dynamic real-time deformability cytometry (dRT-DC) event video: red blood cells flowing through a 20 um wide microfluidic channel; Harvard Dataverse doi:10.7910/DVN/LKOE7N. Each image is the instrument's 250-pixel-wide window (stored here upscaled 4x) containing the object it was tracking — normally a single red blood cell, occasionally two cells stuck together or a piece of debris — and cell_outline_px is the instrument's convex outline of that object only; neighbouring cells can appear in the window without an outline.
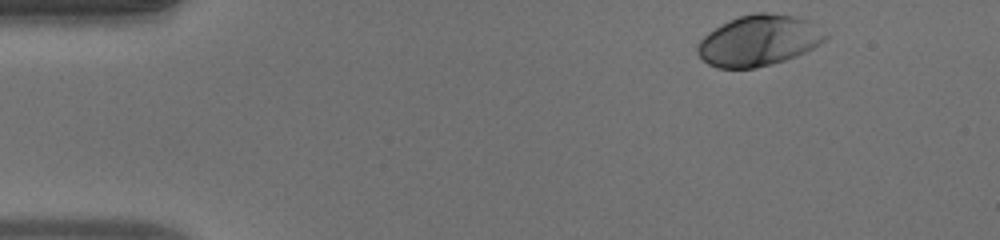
{"species": "human", "species_latin": "Homo sapiens", "temperature_condition": "warm", "stored_images_in_passage": 38, "camera_frame_rate_fps": 3000, "um_per_image_px": 0.085, "donor": {"sex": "male"}, "frame": {"image": 1, "passage_image": 1, "time_ms": 0.0, "image_size_px": [1000, 240], "cell_outline_px": [[828, 36], [820, 44], [796, 56], [784, 60], [756, 68], [716, 68], [708, 64], [696, 52], [696, 44], [708, 32], [740, 16], [756, 12], [764, 12], [796, 16], [812, 20]], "centroid_in_image_um": [64.5, 3.44], "position_along_channel_um": 20.5, "area_um2": 37.74}}
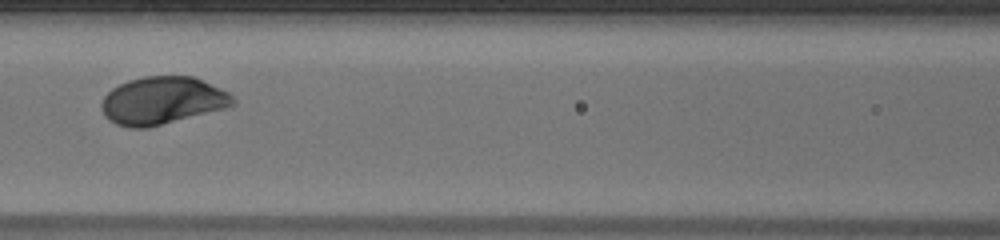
{"frame": {"image": 2, "passage_image": 18, "time_ms": 5.667, "image_size_px": [1000, 240], "cell_outline_px": [[236, 104], [224, 108], [148, 128], [128, 128], [116, 124], [108, 120], [104, 116], [100, 108], [100, 104], [104, 96], [112, 88], [128, 80], [144, 76], [192, 76], [220, 88], [228, 92], [236, 100]], "centroid_in_image_um": [13.75, 8.56], "position_along_channel_um": 152.8, "area_um2": 36.47}}
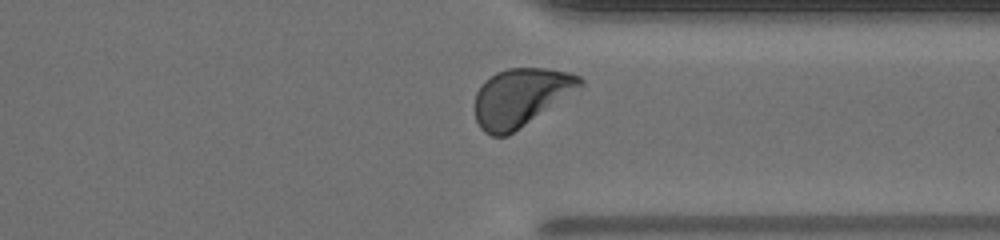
{"frame": {"image": 3, "passage_image": 34, "time_ms": 11.0, "image_size_px": [1000, 240], "cell_outline_px": [[584, 84], [508, 136], [492, 136], [484, 132], [480, 128], [476, 120], [476, 92], [484, 80], [496, 72], [508, 68], [548, 68], [568, 72], [580, 76], [584, 80]], "centroid_in_image_um": [44.23, 8.26], "position_along_channel_um": 367.2, "area_um2": 35.14}, "authors_computed_cell_mechanics": {"area_um2": 35.4892, "velocity_mm_per_s": 4.036, "shape_relaxation_time_tau1_ms": 2.0242, "shape_relaxation_time_tau2_ms": null, "deformation_change_tau1": 0.1442, "deformation_change_tau2": null}}